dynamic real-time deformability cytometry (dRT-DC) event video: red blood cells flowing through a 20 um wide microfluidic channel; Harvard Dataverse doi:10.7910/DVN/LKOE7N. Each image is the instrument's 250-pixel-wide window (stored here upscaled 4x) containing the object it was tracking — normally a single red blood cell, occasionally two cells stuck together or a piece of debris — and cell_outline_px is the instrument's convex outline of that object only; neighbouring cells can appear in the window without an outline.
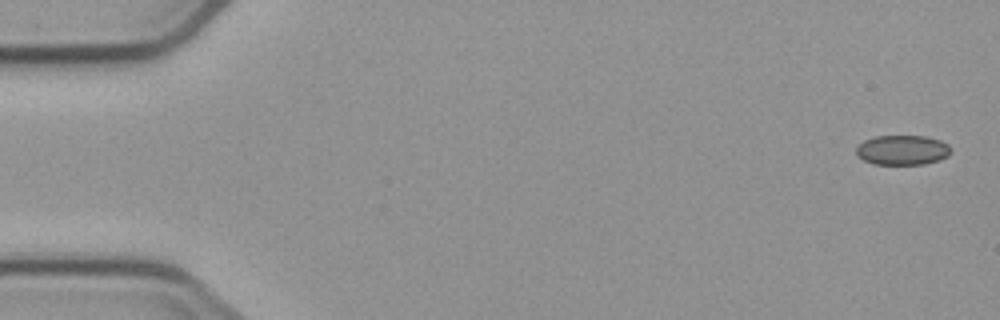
{"species": "common noctule bat (a hibernating species)", "species_latin": "Nyctalus noctula", "temperature_condition": "cold", "stored_images_in_passage": 5, "camera_frame_rate_fps": 3000, "um_per_image_px": 0.085, "animal": {"sex": "male", "body_mass_g": 23.1, "forearm_length_mm": 52.7}, "frame": {"image": 1, "passage_image": 1, "time_ms": 0.0, "image_size_px": [1000, 320], "cell_outline_px": [[952, 152], [948, 156], [940, 160], [924, 164], [872, 164], [856, 156], [856, 148], [864, 140], [876, 136], [924, 136], [940, 140], [948, 144]], "centroid_in_image_um": [76.71, 12.76], "position_along_channel_um": 8.3, "area_um2": 16.53}}
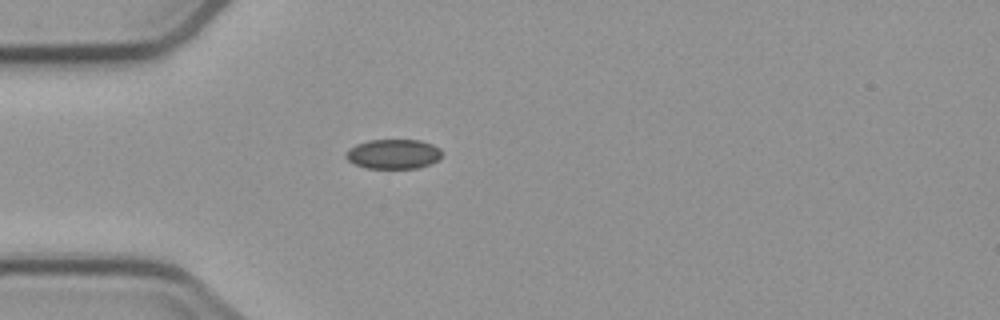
{"frame": {"image": 2, "passage_image": 5, "time_ms": 4.667, "image_size_px": [1000, 320], "cell_outline_px": [[444, 152], [436, 160], [428, 164], [416, 168], [368, 168], [356, 164], [348, 160], [344, 156], [344, 152], [348, 148], [356, 144], [368, 140], [420, 140], [432, 144], [440, 148]], "centroid_in_image_um": [33.41, 13.08], "position_along_channel_um": 51.6, "area_um2": 16.59}}